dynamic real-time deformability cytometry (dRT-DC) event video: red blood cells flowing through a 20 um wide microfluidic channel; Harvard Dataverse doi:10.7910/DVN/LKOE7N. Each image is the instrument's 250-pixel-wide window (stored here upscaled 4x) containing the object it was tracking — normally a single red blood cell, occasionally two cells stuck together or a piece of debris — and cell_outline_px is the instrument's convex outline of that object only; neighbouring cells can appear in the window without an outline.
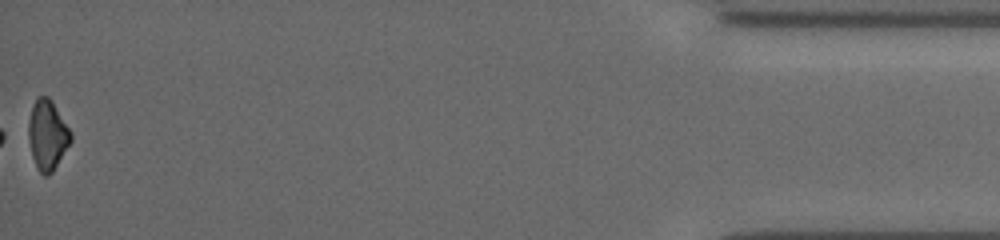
{"species": "common noctule bat (a hibernating species)", "species_latin": "Nyctalus noctula", "temperature_condition": "cold", "stored_images_in_passage": 56, "segment_of_instrument_passage": [2, 2], "camera_frame_rate_fps": 3000, "um_per_image_px": 0.085, "animal": {"sex": "female", "body_mass_g": 19.5, "forearm_length_mm": 54.1}, "frame": {"image": 1, "passage_image": 56, "time_ms": 18.333, "image_size_px": [1000, 240], "cell_outline_px": [[72, 140], [52, 172], [48, 176], [44, 176], [40, 172], [32, 156], [28, 140], [28, 120], [36, 96], [48, 96], [52, 100], [72, 132]], "centroid_in_image_um": [4.03, 11.44], "position_along_channel_um": 431.2, "area_um2": 17.28}}